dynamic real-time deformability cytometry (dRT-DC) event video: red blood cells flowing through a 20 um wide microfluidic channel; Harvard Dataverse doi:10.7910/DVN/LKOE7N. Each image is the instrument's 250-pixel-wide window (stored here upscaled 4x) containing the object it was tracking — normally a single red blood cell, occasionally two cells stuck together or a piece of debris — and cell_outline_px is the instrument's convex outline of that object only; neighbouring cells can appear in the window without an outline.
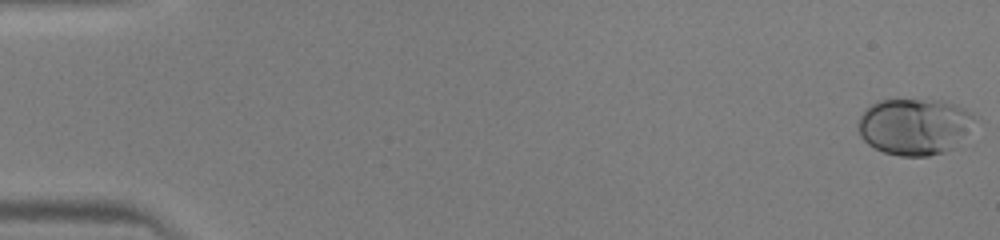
{"species": "human", "species_latin": "Homo sapiens", "temperature_condition": "warm", "stored_images_in_passage": 47, "camera_frame_rate_fps": 3000, "um_per_image_px": 0.085, "donor": {"sex": "male"}, "frame": {"image": 1, "passage_image": 1, "time_ms": 0.0, "image_size_px": [1000, 240], "cell_outline_px": [[984, 120], [952, 148], [944, 152], [928, 156], [900, 156], [884, 152], [868, 144], [860, 136], [856, 120], [864, 108], [876, 100], [940, 100], [956, 104], [980, 116]], "centroid_in_image_um": [77.81, 10.73], "position_along_channel_um": 7.2, "area_um2": 39.59}}
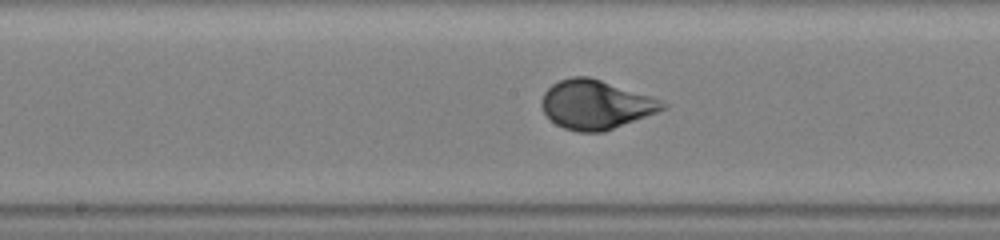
{"frame": {"image": 2, "passage_image": 25, "time_ms": 8.0, "image_size_px": [1000, 240], "cell_outline_px": [[668, 108], [604, 132], [576, 132], [564, 128], [556, 124], [544, 112], [540, 104], [544, 92], [552, 84], [560, 80], [572, 76], [588, 76], [660, 100], [668, 104]], "centroid_in_image_um": [50.61, 8.9], "position_along_channel_um": 197.6, "area_um2": 34.22}}
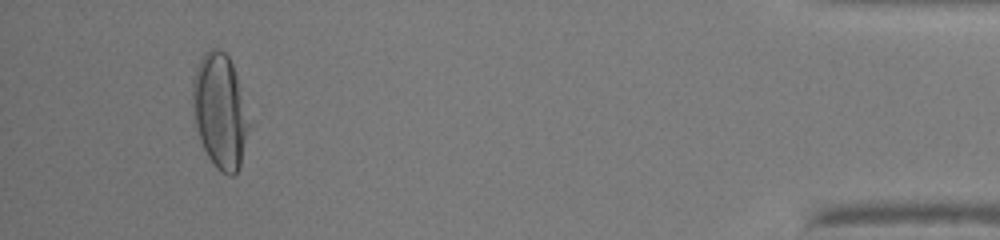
{"frame": {"image": 3, "passage_image": 44, "time_ms": 14.333, "image_size_px": [1000, 240], "cell_outline_px": [[252, 124], [240, 168], [232, 176], [228, 176], [220, 172], [216, 168], [208, 156], [200, 140], [196, 124], [192, 104], [192, 80], [196, 68], [204, 52], [212, 48], [220, 48], [228, 56], [232, 64], [252, 120]], "centroid_in_image_um": [18.75, 9.47], "position_along_channel_um": 416.5, "area_um2": 38.38}}